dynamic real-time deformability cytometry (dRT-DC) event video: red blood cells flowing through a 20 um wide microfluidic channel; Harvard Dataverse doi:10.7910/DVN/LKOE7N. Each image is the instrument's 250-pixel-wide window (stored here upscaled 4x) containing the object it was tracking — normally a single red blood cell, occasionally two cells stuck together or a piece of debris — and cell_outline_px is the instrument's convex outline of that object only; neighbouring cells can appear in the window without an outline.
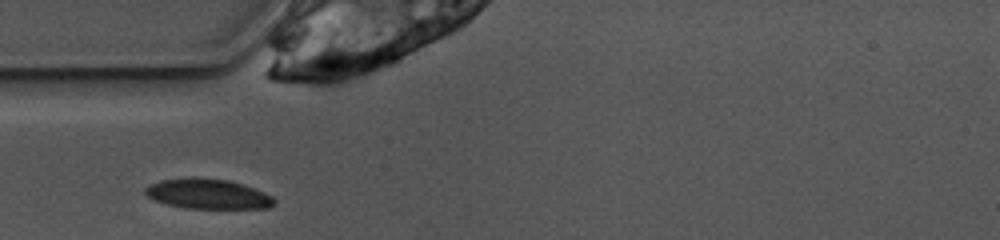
{"species": "common noctule bat (a hibernating species)", "species_latin": "Nyctalus noctula", "temperature_condition": "warm", "stored_images_in_passage": 24, "camera_frame_rate_fps": 3000, "um_per_image_px": 0.085, "animal": {"sex": "female", "body_mass_g": 10.0, "forearm_length_mm": 53.1}, "frame": {"image": 1, "passage_image": 1, "time_ms": 0.0, "image_size_px": [1000, 240], "cell_outline_px": [[276, 204], [268, 208], [184, 208], [152, 200], [144, 192], [144, 188], [160, 180], [192, 176], [228, 180], [244, 184], [264, 192], [272, 196], [276, 200]], "centroid_in_image_um": [17.67, 16.47], "position_along_channel_um": 67.3, "area_um2": 22.77}}
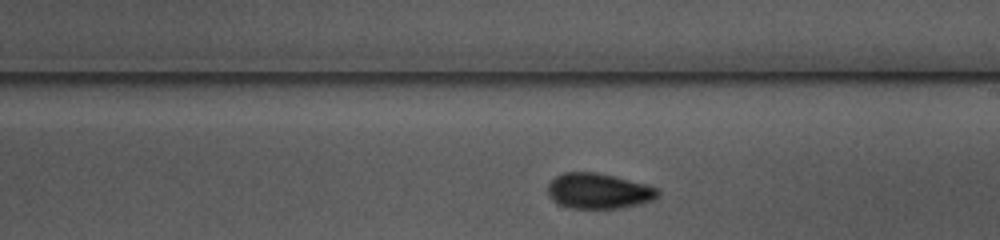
{"frame": {"image": 2, "passage_image": 14, "time_ms": 4.333, "image_size_px": [1000, 240], "cell_outline_px": [[660, 192], [652, 200], [640, 204], [620, 208], [568, 208], [552, 200], [548, 192], [548, 184], [556, 176], [564, 172], [596, 172], [616, 176], [644, 184], [656, 188]], "centroid_in_image_um": [50.86, 16.23], "position_along_channel_um": 238.1, "area_um2": 22.6}}
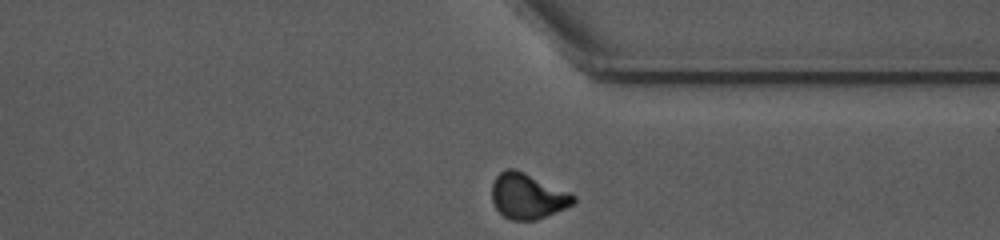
{"frame": {"image": 3, "passage_image": 24, "time_ms": 7.667, "image_size_px": [1000, 240], "cell_outline_px": [[576, 200], [572, 204], [564, 208], [536, 220], [512, 220], [504, 216], [496, 208], [492, 200], [492, 184], [496, 176], [504, 168], [516, 168], [568, 192], [576, 196]], "centroid_in_image_um": [44.81, 16.65], "position_along_channel_um": 366.6, "area_um2": 21.39}}